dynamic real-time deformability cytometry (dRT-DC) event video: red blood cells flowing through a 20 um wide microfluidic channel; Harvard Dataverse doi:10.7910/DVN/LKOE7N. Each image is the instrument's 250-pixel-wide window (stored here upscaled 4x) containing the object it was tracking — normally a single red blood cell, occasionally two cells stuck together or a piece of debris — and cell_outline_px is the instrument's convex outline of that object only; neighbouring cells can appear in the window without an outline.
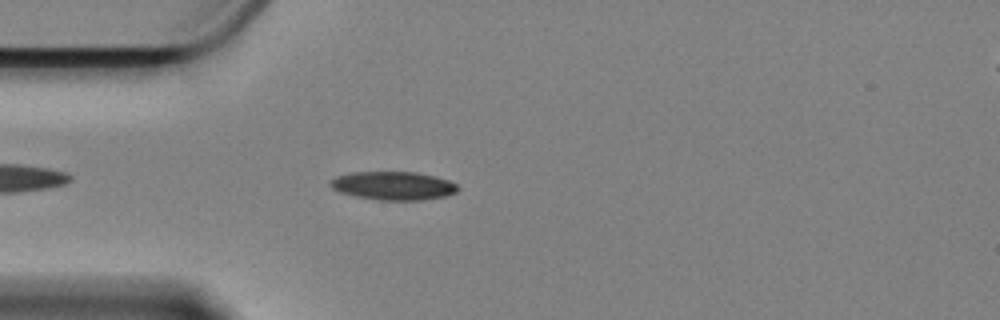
{"species": "Egyptian fruit bat (a non-hibernating species)", "species_latin": "Rousettus aegyptiacus", "temperature_condition": "cold", "stored_images_in_passage": 27, "camera_frame_rate_fps": 3000, "um_per_image_px": 0.085, "animal": {"sex": "female"}, "frame": {"image": 1, "passage_image": 4, "time_ms": 1.0, "image_size_px": [1000, 320], "cell_outline_px": [[460, 188], [456, 192], [444, 196], [420, 200], [380, 200], [356, 196], [340, 192], [332, 188], [332, 180], [336, 176], [352, 172], [416, 172], [448, 180], [456, 184]], "centroid_in_image_um": [33.44, 15.78], "position_along_channel_um": 51.6, "area_um2": 20.81}}
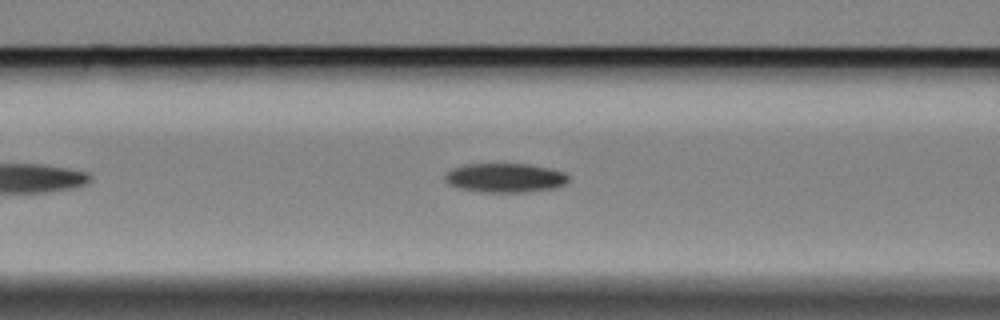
{"frame": {"image": 2, "passage_image": 11, "time_ms": 3.333, "image_size_px": [1000, 320], "cell_outline_px": [[568, 180], [564, 184], [556, 188], [528, 192], [480, 192], [456, 188], [448, 184], [444, 180], [444, 172], [452, 168], [464, 164], [528, 164], [548, 168], [564, 172], [568, 176]], "centroid_in_image_um": [42.87, 15.12], "position_along_channel_um": 123.7, "area_um2": 21.27}}
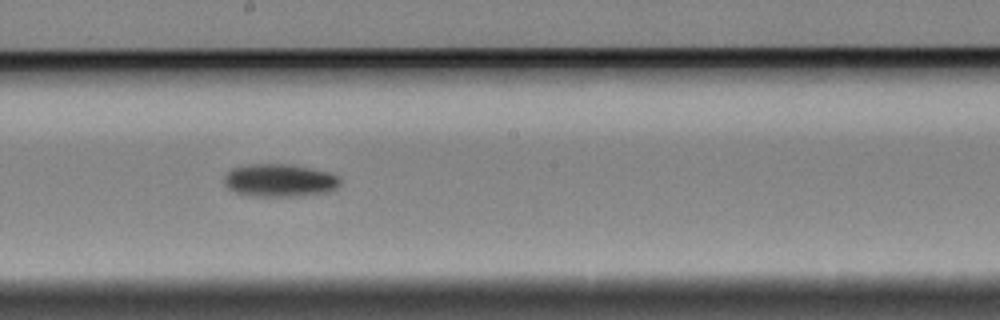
{"frame": {"image": 3, "passage_image": 20, "time_ms": 6.333, "image_size_px": [1000, 320], "cell_outline_px": [[340, 184], [332, 192], [300, 196], [252, 196], [236, 192], [228, 188], [224, 184], [224, 176], [232, 168], [248, 164], [288, 164], [328, 172], [340, 176]], "centroid_in_image_um": [23.79, 15.34], "position_along_channel_um": 224.4, "area_um2": 22.31}}